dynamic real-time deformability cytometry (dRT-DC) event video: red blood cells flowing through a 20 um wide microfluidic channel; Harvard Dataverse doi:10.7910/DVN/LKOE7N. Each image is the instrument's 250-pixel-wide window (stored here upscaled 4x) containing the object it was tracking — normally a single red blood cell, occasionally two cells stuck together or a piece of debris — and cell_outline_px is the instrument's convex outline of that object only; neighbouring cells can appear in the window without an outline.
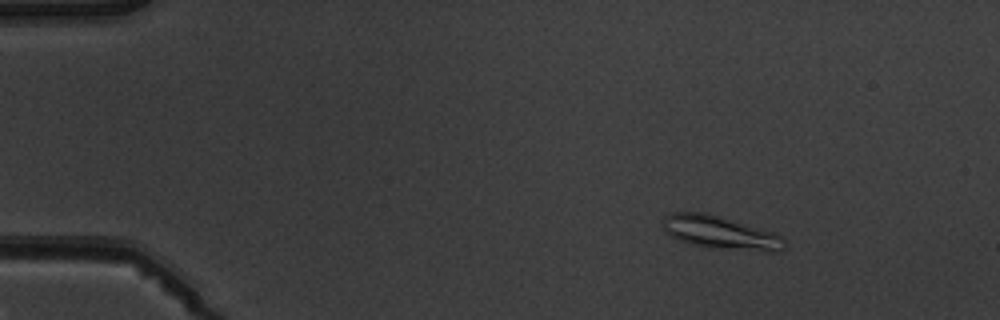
{"species": "common noctule bat (a hibernating species)", "species_latin": "Nyctalus noctula", "temperature_condition": "warm", "stored_images_in_passage": 6, "camera_frame_rate_fps": 3000, "um_per_image_px": 0.085, "animal": {"sex": "male", "body_mass_g": 19.5, "forearm_length_mm": 54.6}, "frame": {"image": 1, "passage_image": 2, "time_ms": 1.0, "image_size_px": [1000, 320], "cell_outline_px": [[788, 244], [780, 252], [768, 252], [716, 248], [688, 244], [672, 236], [660, 224], [664, 216], [672, 212], [708, 212], [772, 232], [784, 236]], "centroid_in_image_um": [61.27, 19.77], "position_along_channel_um": 23.7, "area_um2": 23.81}}
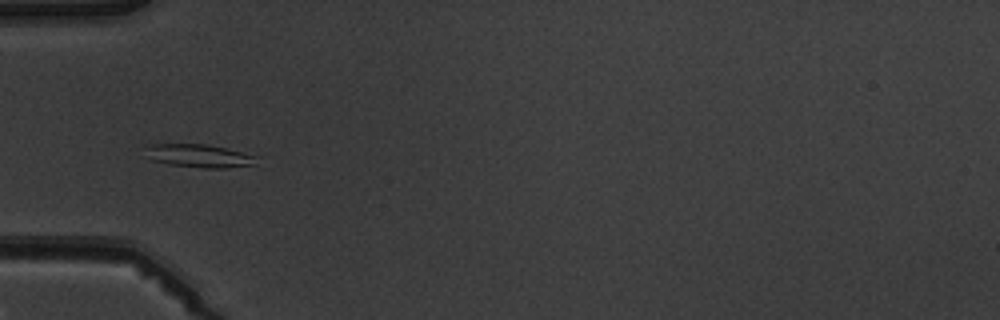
{"frame": {"image": 2, "passage_image": 5, "time_ms": 4.333, "image_size_px": [1000, 320], "cell_outline_px": [[260, 156], [256, 164], [228, 168], [200, 168], [168, 164], [152, 160], [144, 156], [144, 148], [152, 144], [208, 144]], "centroid_in_image_um": [16.92, 13.25], "position_along_channel_um": 68.1, "area_um2": 15.37}}
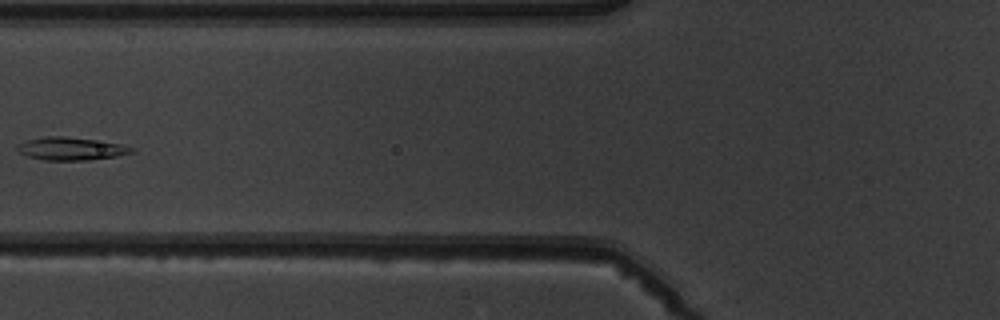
{"frame": {"image": 3, "passage_image": 6, "time_ms": 5.667, "image_size_px": [1000, 320], "cell_outline_px": [[136, 152], [116, 156], [88, 160], [44, 160], [28, 156], [16, 152], [16, 144], [28, 140], [44, 136], [64, 136], [124, 144], [136, 148]], "centroid_in_image_um": [6.04, 12.64], "position_along_channel_um": 119.8, "area_um2": 15.43}}